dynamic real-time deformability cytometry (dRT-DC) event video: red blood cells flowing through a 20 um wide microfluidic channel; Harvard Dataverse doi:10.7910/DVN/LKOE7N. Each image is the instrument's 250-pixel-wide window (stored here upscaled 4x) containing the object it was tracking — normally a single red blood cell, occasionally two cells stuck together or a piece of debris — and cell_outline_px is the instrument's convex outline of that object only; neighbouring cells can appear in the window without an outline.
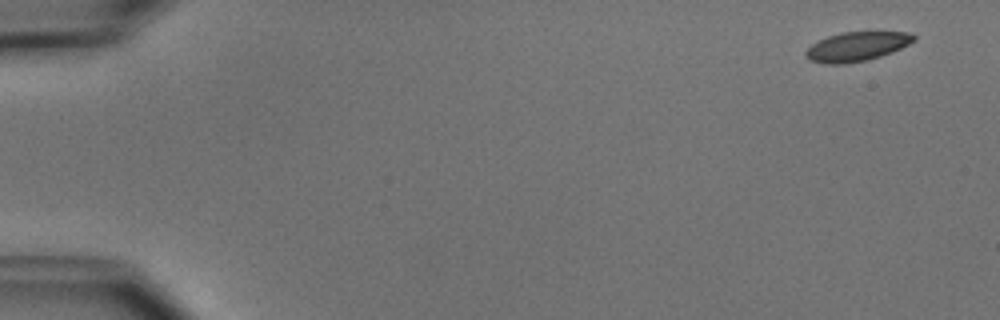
{"species": "common noctule bat (a hibernating species)", "species_latin": "Nyctalus noctula", "temperature_condition": "cold", "stored_images_in_passage": 3, "camera_frame_rate_fps": 3000, "um_per_image_px": 0.085, "animal": {"sex": "male", "body_mass_g": 15.6}, "frame": {"image": 1, "passage_image": 1, "time_ms": 0.0, "image_size_px": [1000, 320], "cell_outline_px": [[916, 40], [892, 52], [868, 60], [844, 64], [824, 64], [808, 60], [804, 56], [804, 52], [812, 44], [828, 36], [840, 32], [908, 32], [916, 36]], "centroid_in_image_um": [72.79, 3.96], "position_along_channel_um": 12.2, "area_um2": 18.5}}